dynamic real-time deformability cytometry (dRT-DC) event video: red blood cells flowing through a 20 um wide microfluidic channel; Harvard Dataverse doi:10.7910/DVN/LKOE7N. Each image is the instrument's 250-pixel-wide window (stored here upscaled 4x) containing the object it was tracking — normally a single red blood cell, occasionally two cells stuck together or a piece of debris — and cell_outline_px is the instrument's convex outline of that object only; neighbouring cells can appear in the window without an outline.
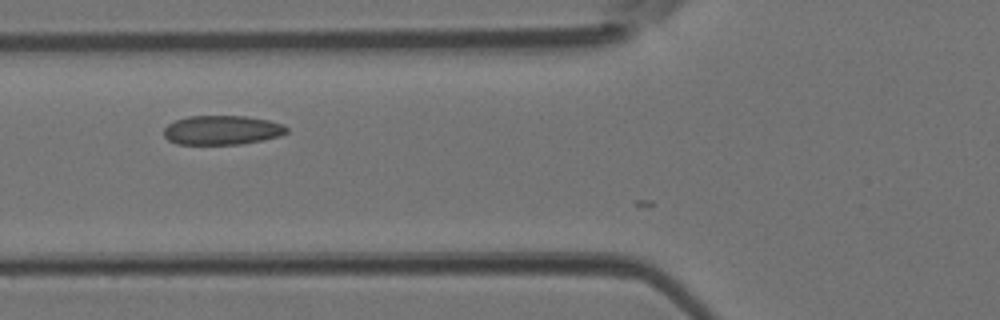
{"species": "Egyptian fruit bat (a non-hibernating species)", "species_latin": "Rousettus aegyptiacus", "temperature_condition": "room temperature", "stored_images_in_passage": 9, "camera_frame_rate_fps": 3000, "um_per_image_px": 0.085, "animal": {"sex": "female"}, "frame": {"image": 1, "passage_image": 5, "time_ms": 1.333, "image_size_px": [1000, 320], "cell_outline_px": [[288, 132], [280, 136], [264, 140], [240, 144], [176, 144], [168, 140], [164, 136], [164, 128], [168, 124], [176, 120], [188, 116], [244, 116], [268, 120], [284, 124], [288, 128]], "centroid_in_image_um": [18.89, 11.06], "position_along_channel_um": 106.9, "area_um2": 21.04}}
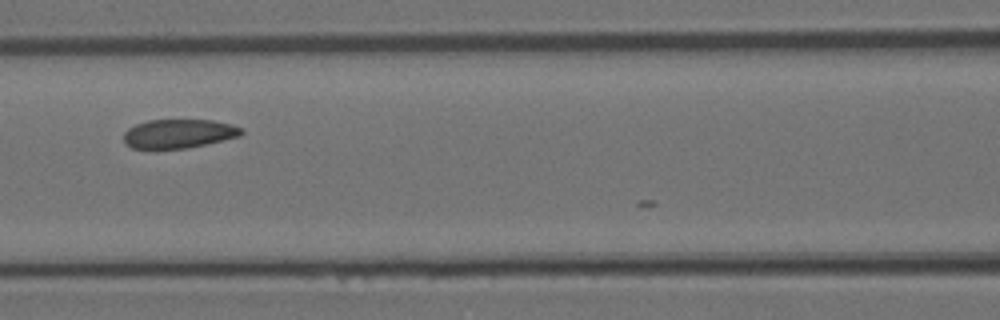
{"frame": {"image": 2, "passage_image": 8, "time_ms": 2.333, "image_size_px": [1000, 320], "cell_outline_px": [[244, 132], [240, 136], [188, 148], [156, 152], [132, 148], [124, 144], [124, 132], [128, 128], [136, 124], [148, 120], [212, 120], [228, 124], [240, 128]], "centroid_in_image_um": [15.08, 11.41], "position_along_channel_um": 151.5, "area_um2": 20.46}}